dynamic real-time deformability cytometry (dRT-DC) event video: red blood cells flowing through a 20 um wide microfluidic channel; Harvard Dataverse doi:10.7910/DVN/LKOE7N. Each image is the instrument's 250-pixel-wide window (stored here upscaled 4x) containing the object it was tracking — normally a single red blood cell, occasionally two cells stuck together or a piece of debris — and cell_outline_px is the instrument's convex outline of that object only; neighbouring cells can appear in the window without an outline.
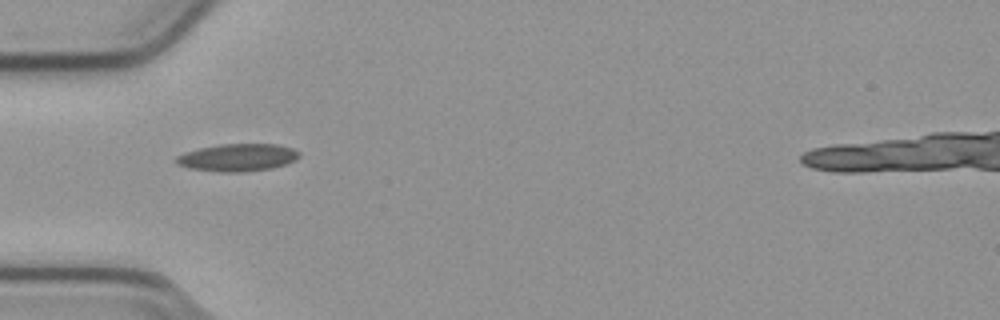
{"species": "common noctule bat (a hibernating species)", "species_latin": "Nyctalus noctula", "temperature_condition": "cold", "stored_images_in_passage": 23, "camera_frame_rate_fps": 3000, "um_per_image_px": 0.085, "animal": {"sex": "male", "body_mass_g": 23.1, "forearm_length_mm": 52.7}, "frame": {"image": 1, "passage_image": 1, "time_ms": 0.0, "image_size_px": [1000, 320], "cell_outline_px": [[300, 156], [296, 160], [272, 168], [240, 172], [224, 172], [188, 168], [176, 164], [176, 156], [184, 152], [200, 148], [220, 144], [280, 144], [292, 148], [300, 152]], "centroid_in_image_um": [20.2, 13.38], "position_along_channel_um": 64.8, "area_um2": 19.71}}
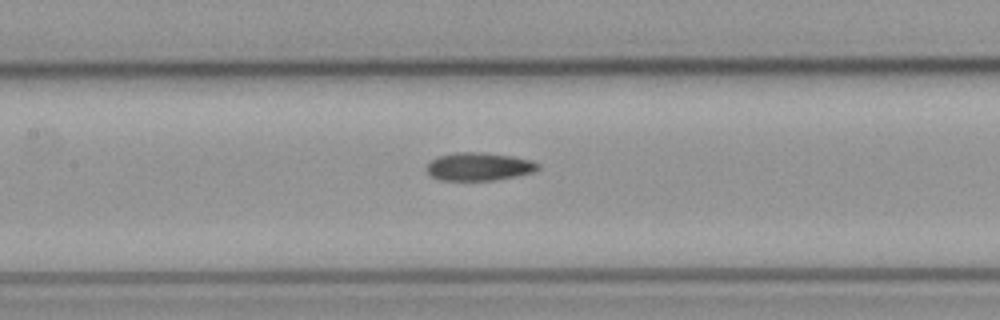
{"frame": {"image": 2, "passage_image": 9, "time_ms": 2.667, "image_size_px": [1000, 320], "cell_outline_px": [[540, 168], [532, 172], [492, 180], [444, 180], [432, 176], [428, 172], [428, 164], [432, 160], [440, 156], [456, 152], [480, 152], [512, 156], [528, 160], [540, 164]], "centroid_in_image_um": [40.71, 14.15], "position_along_channel_um": 166.7, "area_um2": 17.69}}
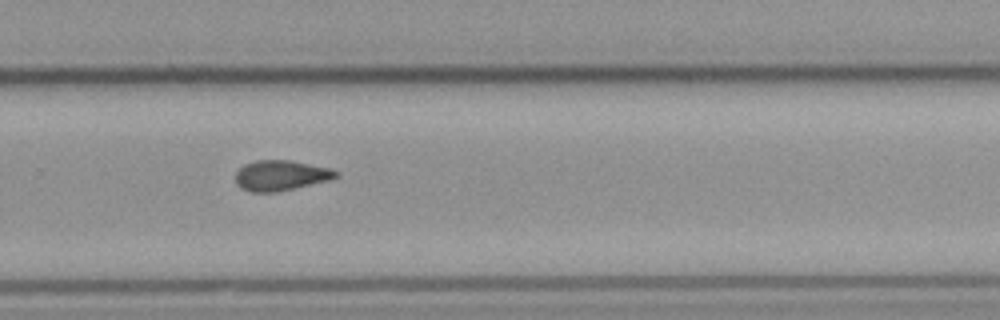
{"frame": {"image": 3, "passage_image": 20, "time_ms": 6.333, "image_size_px": [1000, 320], "cell_outline_px": [[340, 176], [328, 180], [276, 192], [252, 192], [240, 188], [236, 184], [236, 172], [244, 164], [256, 160], [288, 160], [332, 168], [340, 172]], "centroid_in_image_um": [23.87, 14.9], "position_along_channel_um": 305.9, "area_um2": 17.74}}